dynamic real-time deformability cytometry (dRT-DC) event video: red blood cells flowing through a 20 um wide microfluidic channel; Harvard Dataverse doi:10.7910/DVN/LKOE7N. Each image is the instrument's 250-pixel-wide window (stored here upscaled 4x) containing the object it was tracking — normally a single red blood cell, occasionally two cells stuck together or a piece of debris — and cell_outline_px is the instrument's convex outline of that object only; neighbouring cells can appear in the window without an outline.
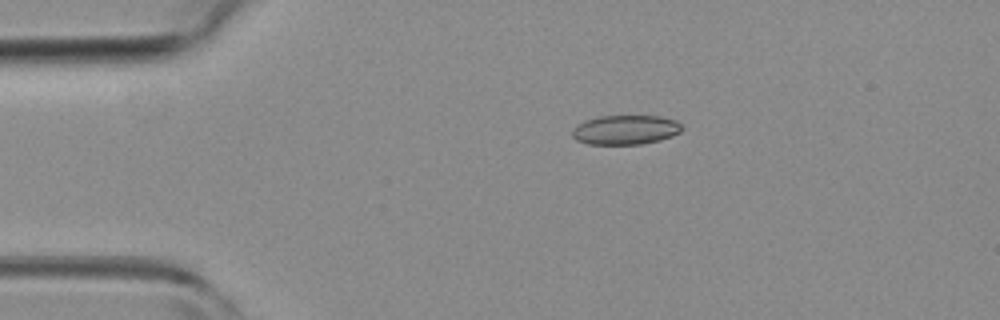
{"species": "common noctule bat (a hibernating species)", "species_latin": "Nyctalus noctula", "temperature_condition": "room temperature", "stored_images_in_passage": 4, "camera_frame_rate_fps": 3000, "um_per_image_px": 0.085, "animal": {"sex": "female", "body_mass_g": 19.3, "forearm_length_mm": 54.1}, "frame": {"image": 1, "passage_image": 4, "time_ms": 3.333, "image_size_px": [1000, 320], "cell_outline_px": [[684, 128], [680, 132], [672, 136], [660, 140], [640, 144], [588, 144], [576, 140], [572, 136], [572, 128], [584, 120], [600, 116], [660, 116], [676, 120]], "centroid_in_image_um": [53.16, 11.03], "position_along_channel_um": 31.8, "area_um2": 18.9}}